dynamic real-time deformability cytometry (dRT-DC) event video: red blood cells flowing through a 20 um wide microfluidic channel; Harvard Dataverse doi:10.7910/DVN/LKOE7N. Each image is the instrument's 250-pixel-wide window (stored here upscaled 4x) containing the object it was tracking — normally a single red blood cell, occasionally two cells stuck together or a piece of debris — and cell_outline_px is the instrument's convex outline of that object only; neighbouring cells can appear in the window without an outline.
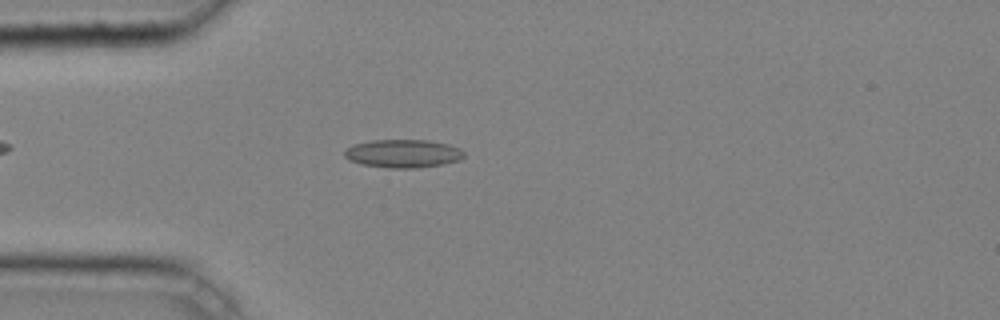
{"species": "common noctule bat (a hibernating species)", "species_latin": "Nyctalus noctula", "temperature_condition": "cold", "stored_images_in_passage": 1, "camera_frame_rate_fps": 3000, "um_per_image_px": 0.085, "animal": {"sex": "male", "body_mass_g": 20.4}, "frame": {"image": 1, "passage_image": 1, "time_ms": 0.0, "image_size_px": [1000, 320], "cell_outline_px": [[464, 156], [460, 160], [444, 164], [416, 168], [388, 168], [360, 164], [348, 160], [344, 156], [344, 152], [348, 148], [356, 144], [372, 140], [428, 140], [448, 144], [460, 148], [464, 152]], "centroid_in_image_um": [34.28, 13.06], "position_along_channel_um": 50.7, "area_um2": 19.71}}